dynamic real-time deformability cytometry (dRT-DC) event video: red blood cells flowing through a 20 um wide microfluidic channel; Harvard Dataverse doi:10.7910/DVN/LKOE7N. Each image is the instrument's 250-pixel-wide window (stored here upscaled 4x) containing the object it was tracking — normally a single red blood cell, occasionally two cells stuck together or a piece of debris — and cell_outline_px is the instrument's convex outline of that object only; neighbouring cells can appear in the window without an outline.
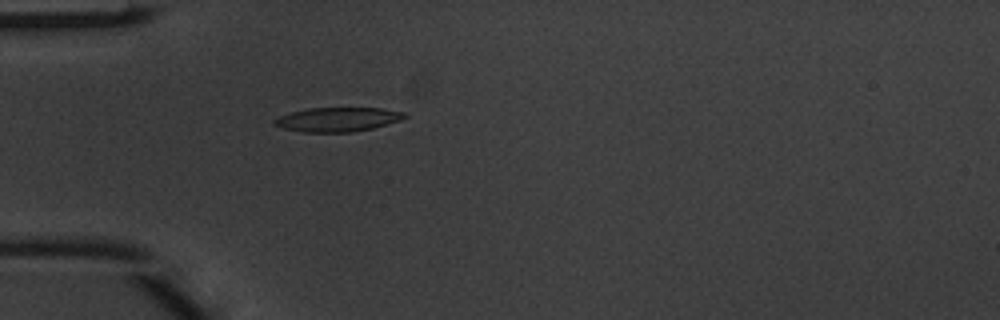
{"species": "common noctule bat (a hibernating species)", "species_latin": "Nyctalus noctula", "temperature_condition": "warm", "stored_images_in_passage": 4, "camera_frame_rate_fps": 3000, "um_per_image_px": 0.085, "animal": {"sex": "male", "body_mass_g": 20.1, "forearm_length_mm": 53.5}, "frame": {"image": 1, "passage_image": 4, "time_ms": 1.0, "image_size_px": [1000, 320], "cell_outline_px": [[408, 116], [400, 120], [372, 128], [352, 132], [304, 132], [284, 128], [272, 124], [272, 120], [280, 116], [292, 112], [308, 108], [380, 108], [404, 112]], "centroid_in_image_um": [28.68, 10.15], "position_along_channel_um": 56.3, "area_um2": 18.21}}